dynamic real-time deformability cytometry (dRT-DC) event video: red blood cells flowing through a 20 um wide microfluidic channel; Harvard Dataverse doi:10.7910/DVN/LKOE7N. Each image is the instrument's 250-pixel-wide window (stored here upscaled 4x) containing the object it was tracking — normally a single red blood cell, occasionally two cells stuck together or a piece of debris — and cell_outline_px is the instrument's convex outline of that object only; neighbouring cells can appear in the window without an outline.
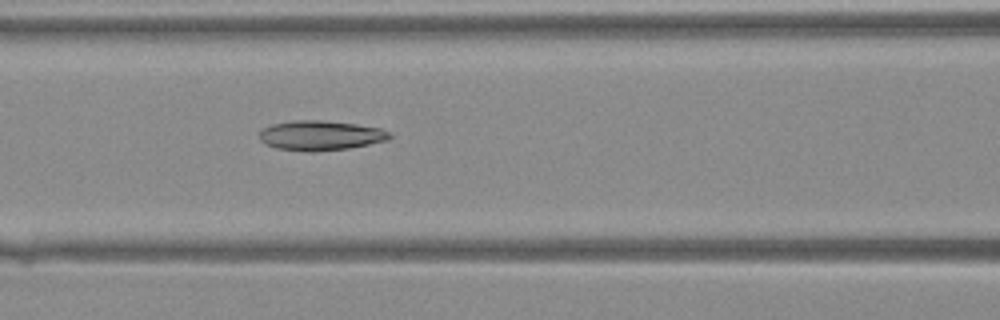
{"species": "Egyptian fruit bat (a non-hibernating species)", "species_latin": "Rousettus aegyptiacus", "temperature_condition": "warm", "stored_images_in_passage": 24, "camera_frame_rate_fps": 3000, "um_per_image_px": 0.085, "animal": {"sex": "female"}, "frame": {"image": 1, "passage_image": 5, "time_ms": 1.333, "image_size_px": [1000, 320], "cell_outline_px": [[392, 136], [388, 140], [348, 148], [312, 152], [276, 148], [264, 144], [260, 140], [260, 132], [264, 128], [272, 124], [296, 120], [320, 120], [356, 124], [380, 128], [392, 132]], "centroid_in_image_um": [27.26, 11.51], "position_along_channel_um": 139.3, "area_um2": 22.54}}
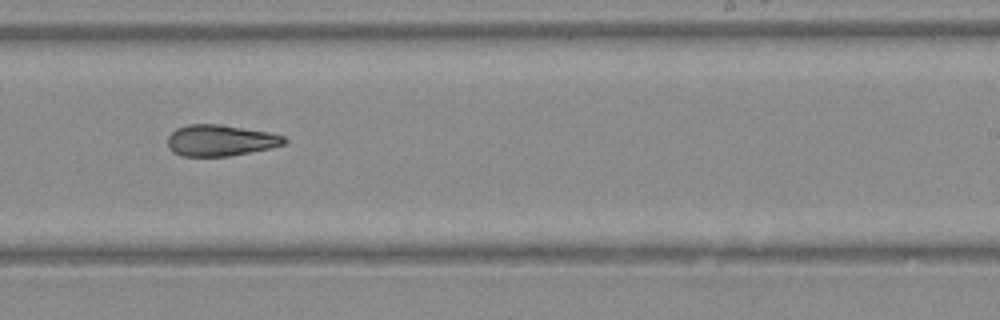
{"frame": {"image": 2, "passage_image": 13, "time_ms": 4.0, "image_size_px": [1000, 320], "cell_outline_px": [[288, 140], [284, 144], [268, 148], [228, 156], [180, 156], [172, 152], [168, 148], [168, 136], [176, 128], [188, 124], [220, 124], [268, 132], [284, 136]], "centroid_in_image_um": [18.69, 11.93], "position_along_channel_um": 270.3, "area_um2": 21.15}}
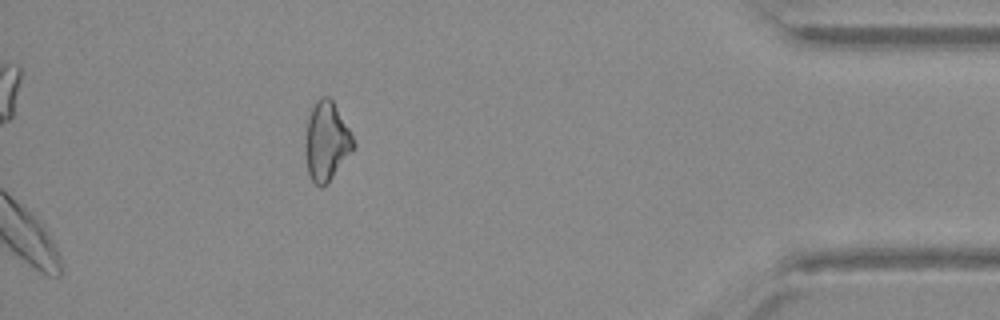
{"frame": {"image": 3, "passage_image": 24, "time_ms": 7.667, "image_size_px": [1000, 320], "cell_outline_px": [[356, 148], [332, 176], [324, 184], [316, 184], [308, 176], [304, 152], [304, 144], [308, 120], [312, 108], [316, 100], [324, 96], [328, 96], [332, 100], [348, 128], [356, 144]], "centroid_in_image_um": [27.74, 12.0], "position_along_channel_um": 407.5, "area_um2": 21.85}}